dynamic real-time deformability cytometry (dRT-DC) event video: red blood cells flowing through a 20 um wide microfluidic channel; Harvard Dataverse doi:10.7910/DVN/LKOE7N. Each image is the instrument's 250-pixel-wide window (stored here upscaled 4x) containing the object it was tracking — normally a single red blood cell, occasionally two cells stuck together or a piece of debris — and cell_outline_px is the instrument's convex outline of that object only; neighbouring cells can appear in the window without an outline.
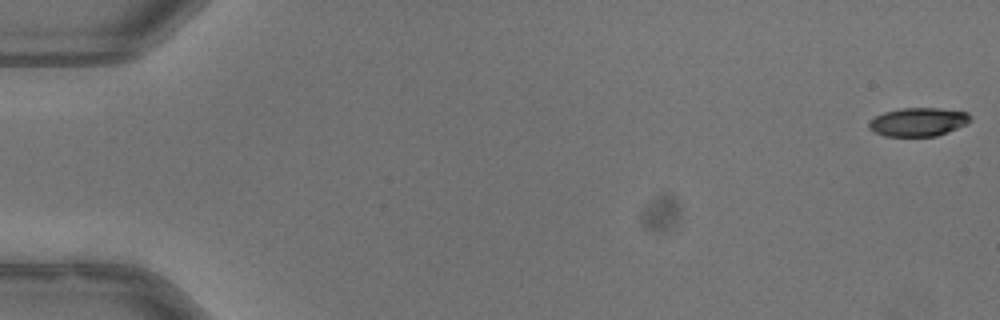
{"species": "common noctule bat (a hibernating species)", "species_latin": "Nyctalus noctula", "temperature_condition": "warm", "stored_images_in_passage": 53, "camera_frame_rate_fps": 3000, "um_per_image_px": 0.085, "animal": {"sex": "male", "body_mass_g": 13.3}, "frame": {"image": 1, "passage_image": 1, "time_ms": 0.0, "image_size_px": [1000, 320], "cell_outline_px": [[972, 120], [968, 124], [936, 136], [884, 136], [868, 128], [868, 124], [876, 116], [884, 112], [900, 108], [940, 108], [968, 112], [972, 116]], "centroid_in_image_um": [78.1, 10.36], "position_along_channel_um": 6.9, "area_um2": 16.94}}
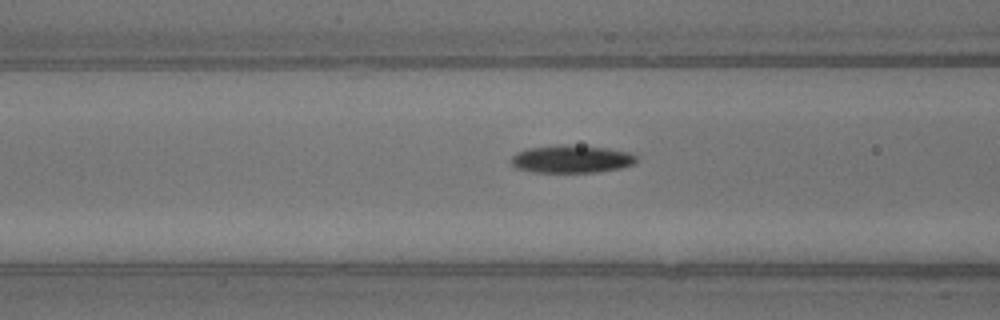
{"frame": {"image": 2, "passage_image": 22, "time_ms": 7.0, "image_size_px": [1000, 320], "cell_outline_px": [[636, 164], [620, 168], [596, 172], [532, 172], [512, 168], [508, 160], [516, 152], [528, 148], [556, 144], [568, 144], [608, 148], [632, 152], [636, 156]], "centroid_in_image_um": [48.52, 13.51], "position_along_channel_um": 118.1, "area_um2": 20.81}}
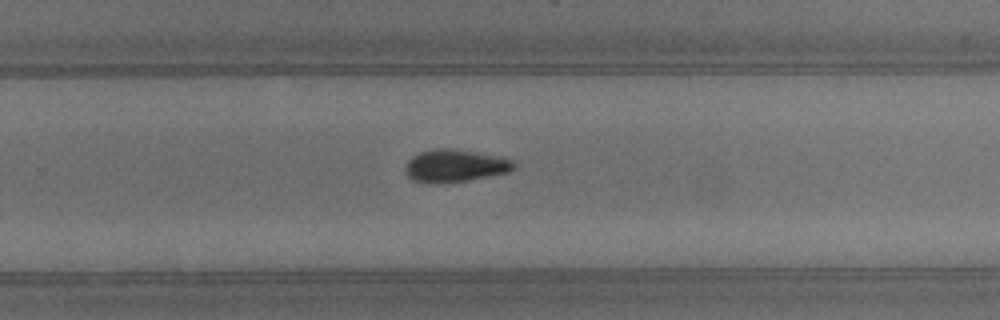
{"frame": {"image": 3, "passage_image": 35, "time_ms": 11.333, "image_size_px": [1000, 320], "cell_outline_px": [[516, 168], [508, 172], [464, 180], [432, 184], [428, 184], [412, 180], [404, 172], [404, 168], [408, 160], [412, 156], [420, 152], [440, 148], [456, 148], [500, 156], [512, 160], [516, 164]], "centroid_in_image_um": [38.65, 14.08], "position_along_channel_um": 291.2, "area_um2": 20.69}, "authors_computed_cell_mechanics": {"area_um2": 19.1318, "velocity_mm_per_s": 3.9922, "shape_relaxation_time_tau1_ms": 5.3896, "shape_relaxation_time_tau2_ms": null, "deformation_change_tau1": 0.1684, "deformation_change_tau2": null}}